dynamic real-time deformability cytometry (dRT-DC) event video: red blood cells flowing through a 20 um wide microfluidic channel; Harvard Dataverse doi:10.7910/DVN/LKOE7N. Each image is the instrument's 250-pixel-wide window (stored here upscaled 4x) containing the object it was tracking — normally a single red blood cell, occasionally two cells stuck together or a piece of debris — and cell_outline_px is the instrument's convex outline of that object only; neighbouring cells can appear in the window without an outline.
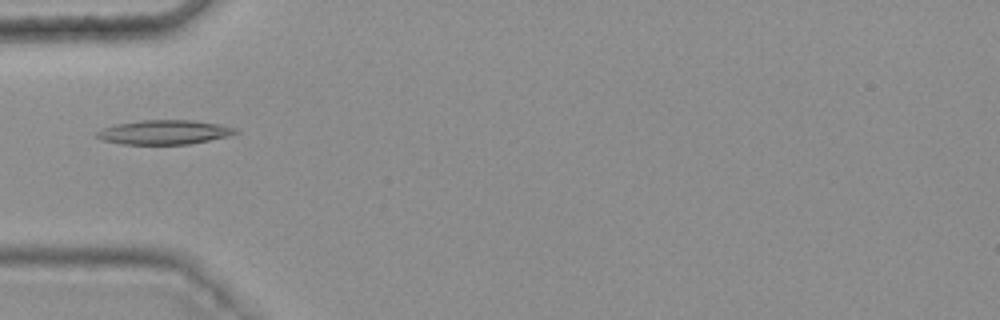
{"species": "common noctule bat (a hibernating species)", "species_latin": "Nyctalus noctula", "temperature_condition": "warm", "stored_images_in_passage": 32, "camera_frame_rate_fps": 3000, "um_per_image_px": 0.085, "animal": {"sex": "female", "body_mass_g": 25.1}, "frame": {"image": 1, "passage_image": 1, "time_ms": 0.0, "image_size_px": [1000, 320], "cell_outline_px": [[240, 132], [228, 136], [188, 144], [120, 144], [104, 140], [96, 136], [96, 132], [104, 128], [116, 124], [140, 120], [192, 120], [216, 124], [236, 128]], "centroid_in_image_um": [13.95, 11.23], "position_along_channel_um": 71.0, "area_um2": 19.42}}
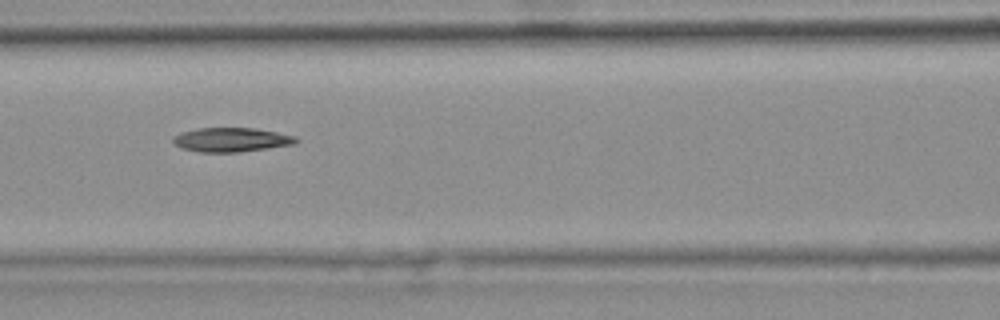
{"frame": {"image": 2, "passage_image": 7, "time_ms": 2.0, "image_size_px": [1000, 320], "cell_outline_px": [[300, 140], [296, 144], [240, 152], [200, 152], [180, 148], [172, 140], [172, 136], [180, 132], [196, 128], [256, 128], [296, 136]], "centroid_in_image_um": [19.66, 11.87], "position_along_channel_um": 146.9, "area_um2": 17.51}}
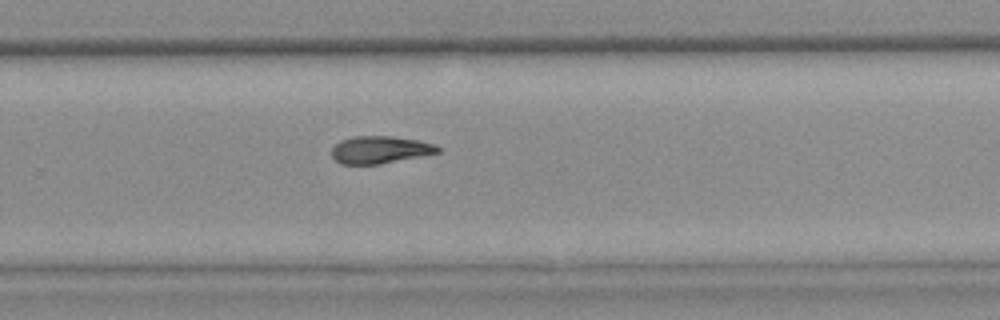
{"frame": {"image": 3, "passage_image": 19, "time_ms": 6.0, "image_size_px": [1000, 320], "cell_outline_px": [[440, 152], [380, 164], [340, 164], [332, 156], [332, 148], [340, 140], [356, 136], [392, 136], [420, 140], [432, 144], [440, 148]], "centroid_in_image_um": [32.28, 12.72], "position_along_channel_um": 297.5, "area_um2": 16.82}}